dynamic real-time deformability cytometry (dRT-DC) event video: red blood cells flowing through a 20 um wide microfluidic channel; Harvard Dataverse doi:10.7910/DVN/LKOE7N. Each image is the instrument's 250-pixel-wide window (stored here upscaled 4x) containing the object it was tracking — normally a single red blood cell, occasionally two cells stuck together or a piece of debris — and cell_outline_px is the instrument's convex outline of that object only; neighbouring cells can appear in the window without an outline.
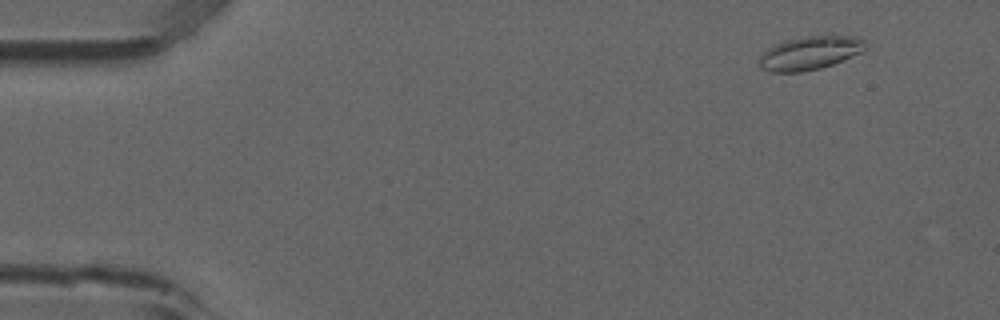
{"species": "common noctule bat (a hibernating species)", "species_latin": "Nyctalus noctula", "temperature_condition": "room temperature", "stored_images_in_passage": 50, "camera_frame_rate_fps": 3000, "um_per_image_px": 0.085, "animal": {"sex": "male", "forearm_length_mm": 52.5}, "frame": {"image": 1, "passage_image": 1, "time_ms": 0.0, "image_size_px": [1000, 320], "cell_outline_px": [[868, 48], [860, 52], [832, 64], [820, 68], [800, 72], [772, 72], [760, 68], [760, 60], [764, 52], [768, 48], [776, 44], [788, 40], [804, 36], [828, 32], [832, 32], [860, 36], [868, 44]], "centroid_in_image_um": [68.96, 4.43], "position_along_channel_um": 16.0, "area_um2": 21.33}}
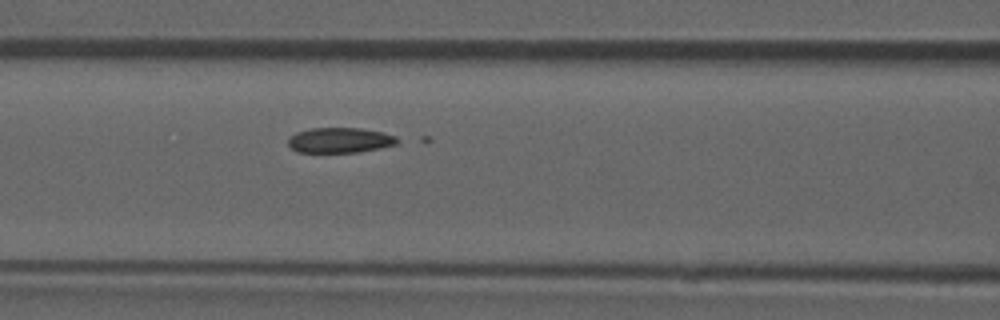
{"frame": {"image": 2, "passage_image": 19, "time_ms": 6.0, "image_size_px": [1000, 320], "cell_outline_px": [[404, 140], [396, 144], [380, 148], [356, 152], [296, 152], [288, 144], [288, 136], [296, 132], [312, 128], [360, 128], [380, 132], [396, 136]], "centroid_in_image_um": [28.9, 11.91], "position_along_channel_um": 137.7, "area_um2": 16.13}}
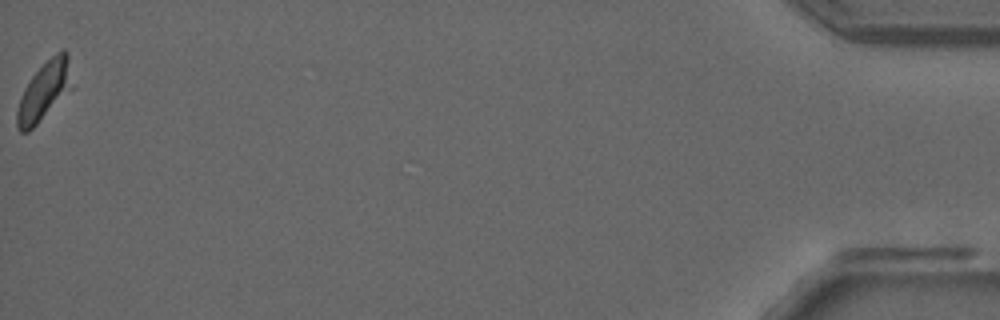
{"frame": {"image": 3, "passage_image": 50, "time_ms": 16.333, "image_size_px": [1000, 320], "cell_outline_px": [[68, 56], [64, 88], [36, 124], [28, 132], [20, 132], [16, 128], [16, 112], [20, 96], [24, 88], [32, 76], [56, 52], [64, 48], [68, 52]], "centroid_in_image_um": [3.54, 7.76], "position_along_channel_um": 431.7, "area_um2": 16.47}}